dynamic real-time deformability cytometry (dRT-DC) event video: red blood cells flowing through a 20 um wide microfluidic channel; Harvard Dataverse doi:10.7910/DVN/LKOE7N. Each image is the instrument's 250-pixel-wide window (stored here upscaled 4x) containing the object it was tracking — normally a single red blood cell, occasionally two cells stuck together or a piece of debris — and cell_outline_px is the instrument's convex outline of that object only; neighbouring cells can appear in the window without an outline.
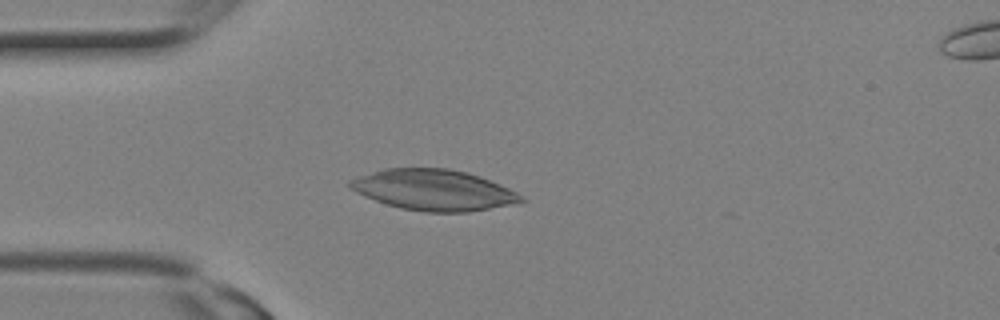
{"species": "Egyptian fruit bat (a non-hibernating species)", "species_latin": "Rousettus aegyptiacus", "temperature_condition": "room temperature", "stored_images_in_passage": 2, "camera_frame_rate_fps": 3000, "um_per_image_px": 0.085, "animal": {"sex": "female"}, "frame": {"image": 1, "passage_image": 1, "time_ms": 0.0, "image_size_px": [1000, 320], "cell_outline_px": [[528, 200], [512, 204], [468, 212], [424, 212], [400, 208], [376, 200], [356, 192], [348, 188], [348, 180], [384, 168], [448, 168], [468, 172], [480, 176], [500, 184], [524, 196]], "centroid_in_image_um": [36.88, 16.14], "position_along_channel_um": 48.1, "area_um2": 40.69}}